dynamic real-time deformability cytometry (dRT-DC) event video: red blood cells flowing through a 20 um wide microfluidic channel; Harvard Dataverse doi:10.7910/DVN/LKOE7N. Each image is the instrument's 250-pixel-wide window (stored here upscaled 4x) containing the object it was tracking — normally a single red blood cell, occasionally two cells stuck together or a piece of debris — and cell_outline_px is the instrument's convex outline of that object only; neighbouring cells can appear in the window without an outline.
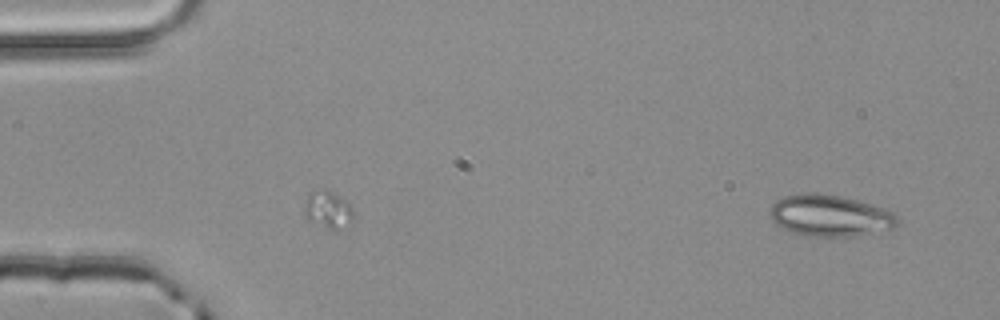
{"species": "common noctule bat (a hibernating species)", "species_latin": "Nyctalus noctula", "temperature_condition": "room temperature", "stored_images_in_passage": 2, "camera_frame_rate_fps": 3000, "um_per_image_px": 0.085, "animal": {"sex": "male", "body_mass_g": 20.4}, "frame": {"image": 1, "passage_image": 2, "time_ms": 0.333, "image_size_px": [1000, 320], "cell_outline_px": [[900, 220], [892, 228], [852, 236], [804, 236], [788, 232], [780, 228], [772, 220], [772, 204], [776, 200], [784, 196], [816, 192], [840, 196], [856, 200], [884, 208], [892, 212]], "centroid_in_image_um": [70.51, 18.33], "position_along_channel_um": 14.5, "area_um2": 30.58}}